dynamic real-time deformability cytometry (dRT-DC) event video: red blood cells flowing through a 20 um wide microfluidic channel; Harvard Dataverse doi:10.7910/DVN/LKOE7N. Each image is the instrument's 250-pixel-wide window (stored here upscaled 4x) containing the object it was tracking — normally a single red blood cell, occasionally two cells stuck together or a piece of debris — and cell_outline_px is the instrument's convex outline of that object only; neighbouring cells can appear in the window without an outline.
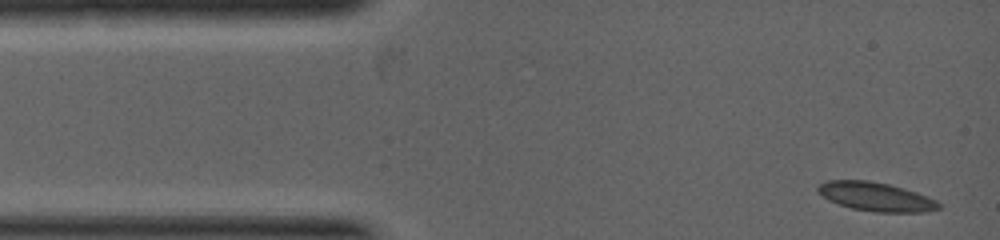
{"species": "common noctule bat (a hibernating species)", "species_latin": "Nyctalus noctula", "temperature_condition": "warm", "stored_images_in_passage": 6, "camera_frame_rate_fps": 5000, "um_per_image_px": 0.085, "animal": {"sex": "female", "body_mass_g": 19.0, "forearm_length_mm": 53.3}, "frame": {"image": 1, "passage_image": 1, "time_ms": 0.0, "image_size_px": [1000, 240], "cell_outline_px": [[940, 208], [928, 212], [876, 212], [852, 208], [828, 200], [816, 192], [816, 188], [820, 184], [828, 180], [868, 180], [888, 184], [916, 192], [936, 200], [940, 204]], "centroid_in_image_um": [74.43, 16.72], "position_along_channel_um": 10.6, "area_um2": 20.23}}
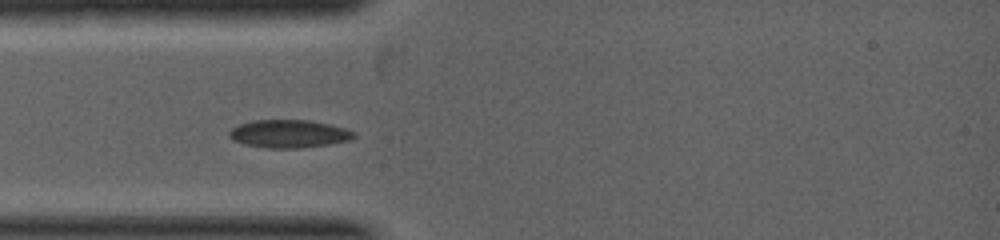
{"frame": {"image": 2, "passage_image": 5, "time_ms": 1.6, "image_size_px": [1000, 240], "cell_outline_px": [[356, 136], [348, 140], [328, 144], [300, 148], [264, 148], [244, 144], [232, 140], [228, 136], [228, 132], [232, 128], [240, 124], [252, 120], [312, 120], [344, 128], [356, 132]], "centroid_in_image_um": [24.52, 11.37], "position_along_channel_um": 60.5, "area_um2": 20.35}}
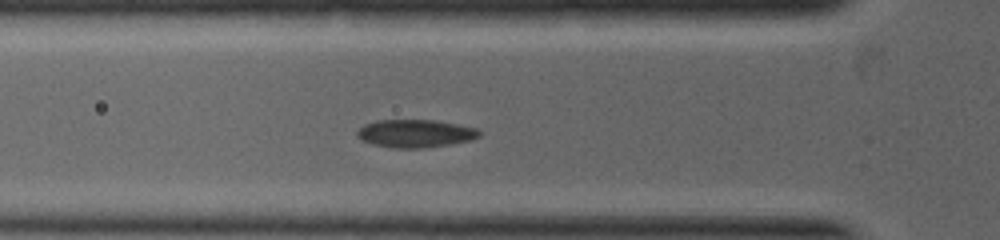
{"frame": {"image": 3, "passage_image": 6, "time_ms": 2.0, "image_size_px": [1000, 240], "cell_outline_px": [[480, 136], [472, 140], [448, 144], [420, 148], [396, 148], [372, 144], [356, 136], [356, 132], [364, 124], [376, 120], [436, 120], [476, 128], [480, 132]], "centroid_in_image_um": [35.29, 11.34], "position_along_channel_um": 90.5, "area_um2": 19.71}}